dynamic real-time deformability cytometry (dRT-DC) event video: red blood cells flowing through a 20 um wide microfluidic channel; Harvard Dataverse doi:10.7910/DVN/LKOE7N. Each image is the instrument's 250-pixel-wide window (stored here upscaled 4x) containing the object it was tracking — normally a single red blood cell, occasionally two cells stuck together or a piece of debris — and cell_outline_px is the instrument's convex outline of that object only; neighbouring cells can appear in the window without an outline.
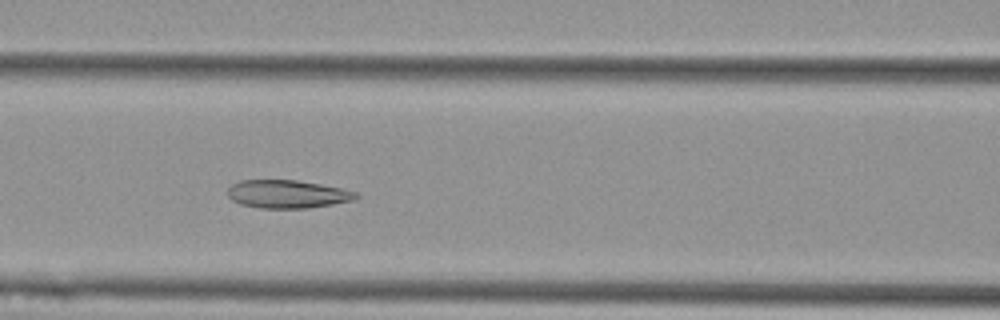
{"species": "Egyptian fruit bat (a non-hibernating species)", "species_latin": "Rousettus aegyptiacus", "temperature_condition": "cold", "stored_images_in_passage": 51, "camera_frame_rate_fps": 3000, "um_per_image_px": 0.085, "animal": {"sex": "female"}, "frame": {"image": 1, "passage_image": 20, "time_ms": 6.333, "image_size_px": [1000, 320], "cell_outline_px": [[360, 196], [352, 200], [332, 204], [308, 208], [260, 208], [240, 204], [232, 200], [228, 196], [228, 188], [232, 184], [240, 180], [296, 180], [320, 184], [340, 188], [356, 192]], "centroid_in_image_um": [24.4, 16.5], "position_along_channel_um": 142.2, "area_um2": 20.92}}
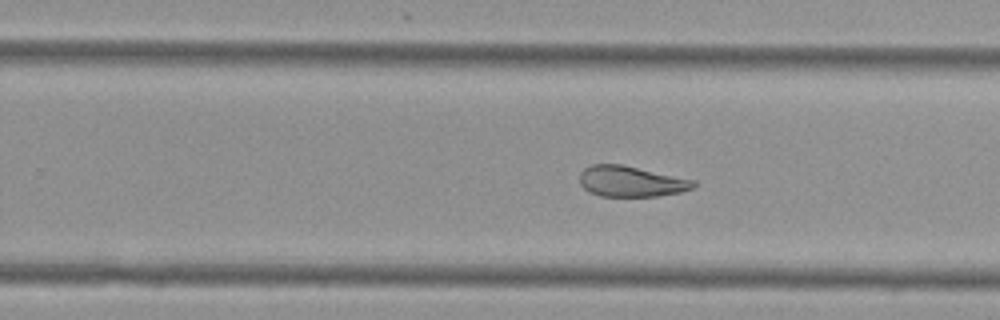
{"frame": {"image": 2, "passage_image": 31, "time_ms": 10.0, "image_size_px": [1000, 320], "cell_outline_px": [[696, 184], [692, 188], [680, 192], [656, 196], [600, 196], [588, 192], [580, 184], [580, 172], [584, 168], [592, 164], [624, 164], [696, 180]], "centroid_in_image_um": [53.63, 15.41], "position_along_channel_um": 276.2, "area_um2": 20.58}}
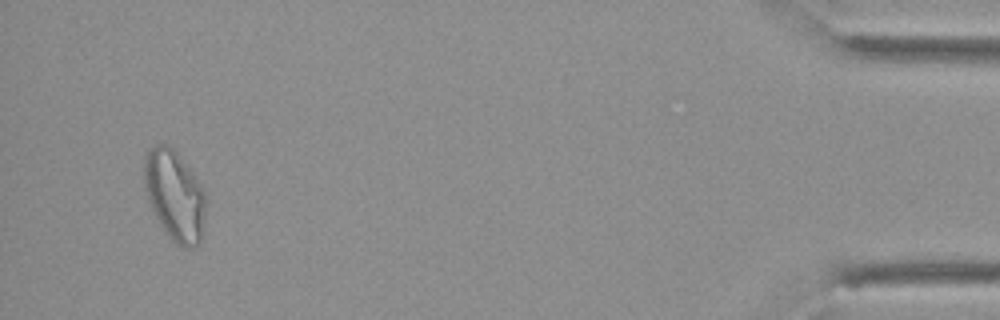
{"frame": {"image": 3, "passage_image": 49, "time_ms": 16.0, "image_size_px": [1000, 320], "cell_outline_px": [[204, 220], [200, 244], [196, 248], [184, 248], [176, 244], [168, 236], [160, 224], [152, 208], [144, 188], [144, 156], [148, 148], [156, 144], [168, 144], [176, 152], [192, 172], [204, 188]], "centroid_in_image_um": [14.83, 16.62], "position_along_channel_um": 420.4, "area_um2": 32.43}, "authors_computed_cell_mechanics": {"area_um2": 25.721, "velocity_mm_per_s": 3.6689, "shape_relaxation_time_tau1_ms": null, "shape_relaxation_time_tau2_ms": 2.8357, "deformation_change_tau1": null, "deformation_change_tau2": 0.0853}}